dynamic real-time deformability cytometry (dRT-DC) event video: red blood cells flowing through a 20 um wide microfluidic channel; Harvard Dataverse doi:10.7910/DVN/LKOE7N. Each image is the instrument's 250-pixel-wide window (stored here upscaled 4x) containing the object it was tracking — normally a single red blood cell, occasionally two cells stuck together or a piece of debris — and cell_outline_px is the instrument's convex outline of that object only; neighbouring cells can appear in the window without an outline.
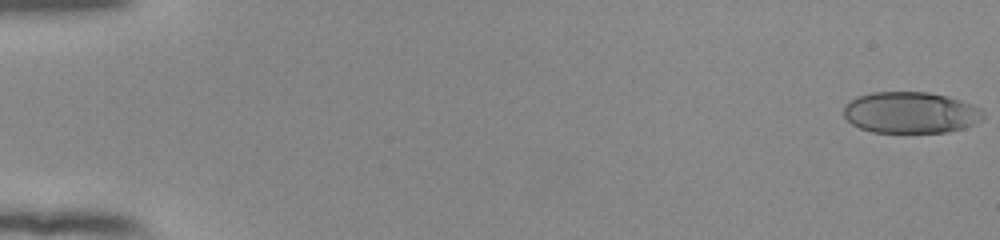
{"species": "human", "species_latin": "Homo sapiens", "temperature_condition": "room temperature", "stored_images_in_passage": 54, "camera_frame_rate_fps": 3000, "um_per_image_px": 0.085, "donor": {"sex": "female"}, "frame": {"image": 1, "passage_image": 1, "time_ms": 0.0, "image_size_px": [1000, 240], "cell_outline_px": [[984, 116], [980, 120], [964, 128], [948, 132], [872, 132], [860, 128], [852, 124], [844, 116], [844, 104], [856, 96], [872, 92], [928, 92], [948, 96], [972, 104], [980, 108], [984, 112]], "centroid_in_image_um": [77.39, 9.56], "position_along_channel_um": 7.6, "area_um2": 33.76}}
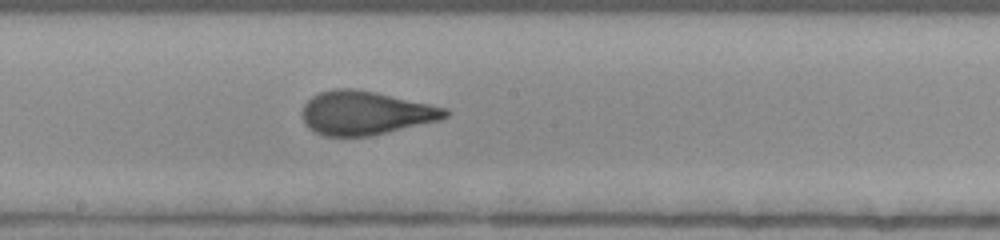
{"frame": {"image": 2, "passage_image": 31, "time_ms": 10.0, "image_size_px": [1000, 240], "cell_outline_px": [[452, 112], [448, 116], [440, 120], [388, 132], [368, 136], [324, 136], [308, 128], [300, 112], [304, 104], [312, 96], [320, 92], [332, 88], [352, 88], [376, 92], [448, 108]], "centroid_in_image_um": [31.07, 9.59], "position_along_channel_um": 217.1, "area_um2": 36.59}}
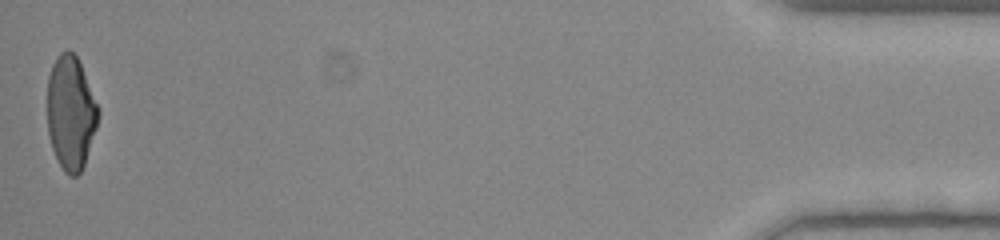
{"frame": {"image": 3, "passage_image": 54, "time_ms": 17.667, "image_size_px": [1000, 240], "cell_outline_px": [[100, 116], [84, 164], [80, 172], [76, 176], [68, 176], [64, 172], [52, 148], [48, 132], [48, 76], [52, 64], [56, 56], [60, 52], [68, 48], [76, 56], [80, 64], [100, 108]], "centroid_in_image_um": [6.02, 9.56], "position_along_channel_um": 429.2, "area_um2": 33.81}, "authors_computed_cell_mechanics": {"area_um2": 35.8071, "velocity_mm_per_s": 3.8926, "shape_relaxation_time_tau1_ms": 4.9286, "shape_relaxation_time_tau2_ms": null, "deformation_change_tau1": 0.1866, "deformation_change_tau2": null}}